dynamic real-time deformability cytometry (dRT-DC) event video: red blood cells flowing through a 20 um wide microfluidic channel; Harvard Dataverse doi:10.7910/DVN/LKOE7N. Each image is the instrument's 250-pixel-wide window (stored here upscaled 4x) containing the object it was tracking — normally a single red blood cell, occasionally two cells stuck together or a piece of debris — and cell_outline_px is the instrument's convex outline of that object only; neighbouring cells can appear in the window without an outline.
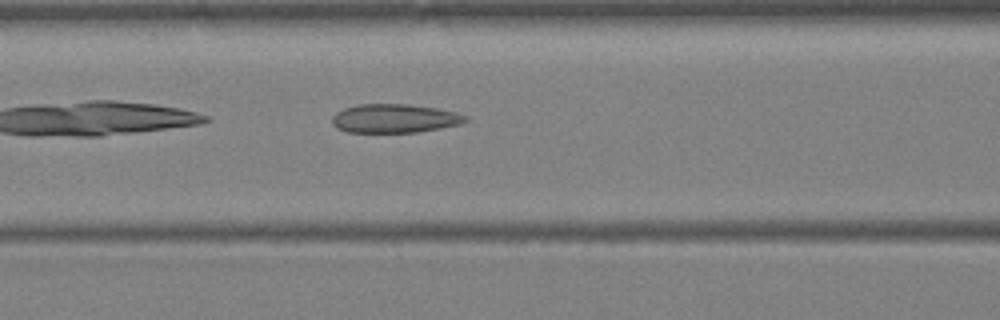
{"species": "Egyptian fruit bat (a non-hibernating species)", "species_latin": "Rousettus aegyptiacus", "temperature_condition": "warm", "stored_images_in_passage": 27, "camera_frame_rate_fps": 3000, "um_per_image_px": 0.085, "animal": {"sex": "female"}, "frame": {"image": 1, "passage_image": 6, "time_ms": 1.667, "image_size_px": [1000, 320], "cell_outline_px": [[468, 120], [460, 124], [440, 128], [416, 132], [348, 132], [336, 128], [332, 124], [332, 116], [336, 112], [344, 108], [356, 104], [408, 104], [436, 108], [456, 112], [468, 116]], "centroid_in_image_um": [33.52, 10.06], "position_along_channel_um": 133.1, "area_um2": 22.43}}
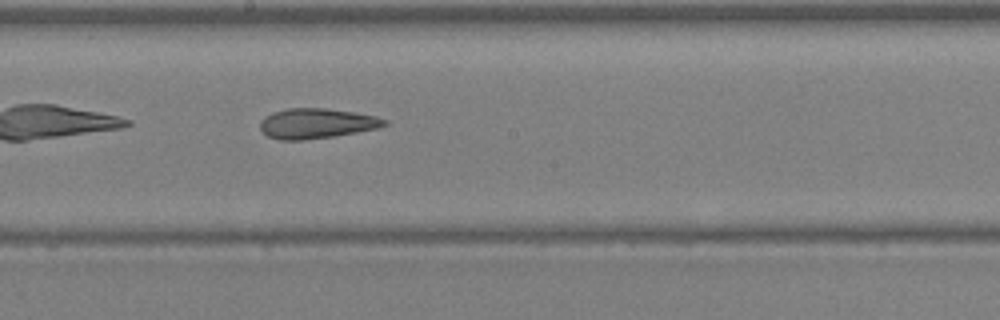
{"frame": {"image": 2, "passage_image": 11, "time_ms": 3.333, "image_size_px": [1000, 320], "cell_outline_px": [[388, 124], [376, 128], [356, 132], [332, 136], [304, 140], [280, 140], [268, 136], [260, 128], [260, 120], [264, 116], [272, 112], [288, 108], [328, 108], [356, 112], [376, 116], [388, 120]], "centroid_in_image_um": [26.89, 10.48], "position_along_channel_um": 221.3, "area_um2": 21.85}}
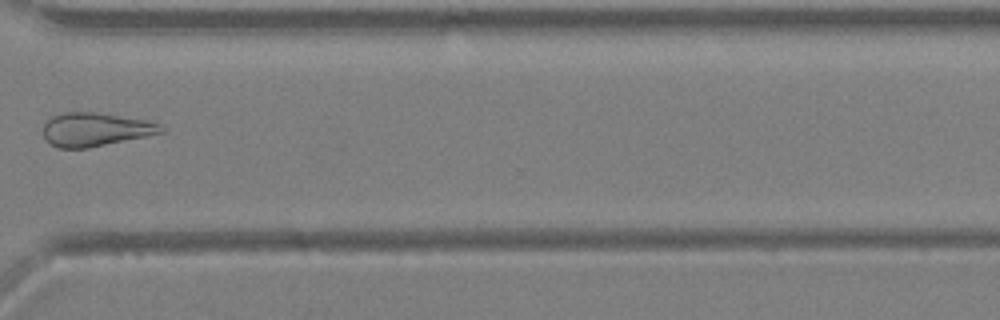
{"frame": {"image": 3, "passage_image": 19, "time_ms": 6.0, "image_size_px": [1000, 320], "cell_outline_px": [[164, 132], [88, 148], [56, 148], [48, 144], [44, 140], [44, 124], [52, 116], [64, 112], [96, 112], [144, 120], [160, 124], [164, 128]], "centroid_in_image_um": [8.05, 11.01], "position_along_channel_um": 362.6, "area_um2": 22.95}}